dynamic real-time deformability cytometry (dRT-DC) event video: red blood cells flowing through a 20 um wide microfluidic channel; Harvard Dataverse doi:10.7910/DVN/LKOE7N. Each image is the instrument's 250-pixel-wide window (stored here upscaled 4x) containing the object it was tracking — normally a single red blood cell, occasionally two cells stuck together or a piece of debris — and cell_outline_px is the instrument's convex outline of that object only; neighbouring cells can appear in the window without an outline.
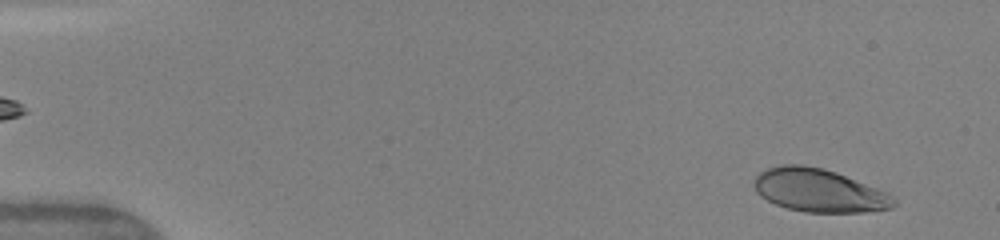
{"species": "human", "species_latin": "Homo sapiens", "temperature_condition": "warm", "stored_images_in_passage": 46, "camera_frame_rate_fps": 3000, "um_per_image_px": 0.085, "donor": {"sex": "female"}, "frame": {"image": 1, "passage_image": 1, "time_ms": 0.0, "image_size_px": [1000, 240], "cell_outline_px": [[896, 204], [892, 208], [864, 212], [804, 212], [788, 208], [776, 204], [760, 196], [756, 192], [752, 184], [756, 176], [760, 172], [768, 168], [780, 164], [804, 164], [824, 168], [836, 172], [888, 192], [896, 200]], "centroid_in_image_um": [69.61, 16.18], "position_along_channel_um": 15.4, "area_um2": 35.32}}
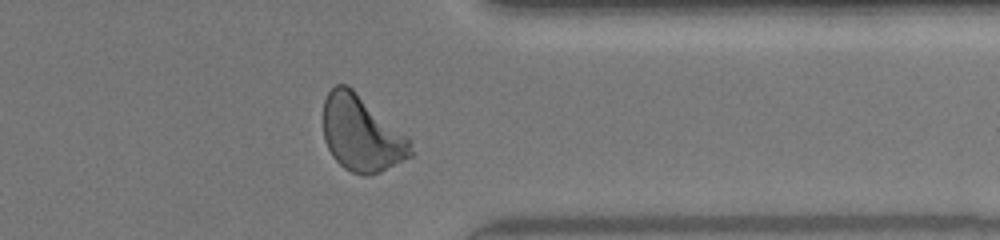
{"frame": {"image": 2, "passage_image": 37, "time_ms": 12.0, "image_size_px": [1000, 240], "cell_outline_px": [[416, 152], [412, 156], [380, 172], [364, 176], [352, 172], [344, 168], [332, 156], [324, 140], [324, 100], [328, 92], [336, 84], [348, 84], [408, 136], [412, 140]], "centroid_in_image_um": [30.77, 11.36], "position_along_channel_um": 380.6, "area_um2": 38.96}}
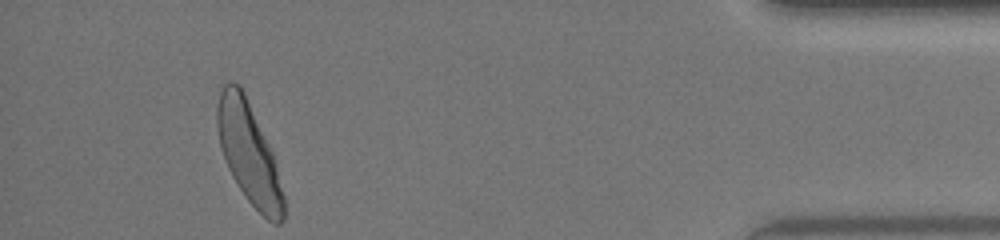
{"frame": {"image": 3, "passage_image": 43, "time_ms": 14.0, "image_size_px": [1000, 240], "cell_outline_px": [[284, 220], [280, 224], [272, 224], [248, 200], [232, 176], [228, 168], [220, 148], [216, 128], [216, 108], [220, 92], [224, 84], [232, 80], [240, 84], [244, 92], [272, 152], [276, 164], [284, 196]], "centroid_in_image_um": [21.13, 13.0], "position_along_channel_um": 414.1, "area_um2": 38.84}, "authors_computed_cell_mechanics": {"area_um2": 37.281, "velocity_mm_per_s": 4.1449, "shape_relaxation_time_tau1_ms": 2.3939, "shape_relaxation_time_tau2_ms": null, "deformation_change_tau1": 0.1606, "deformation_change_tau2": null}}